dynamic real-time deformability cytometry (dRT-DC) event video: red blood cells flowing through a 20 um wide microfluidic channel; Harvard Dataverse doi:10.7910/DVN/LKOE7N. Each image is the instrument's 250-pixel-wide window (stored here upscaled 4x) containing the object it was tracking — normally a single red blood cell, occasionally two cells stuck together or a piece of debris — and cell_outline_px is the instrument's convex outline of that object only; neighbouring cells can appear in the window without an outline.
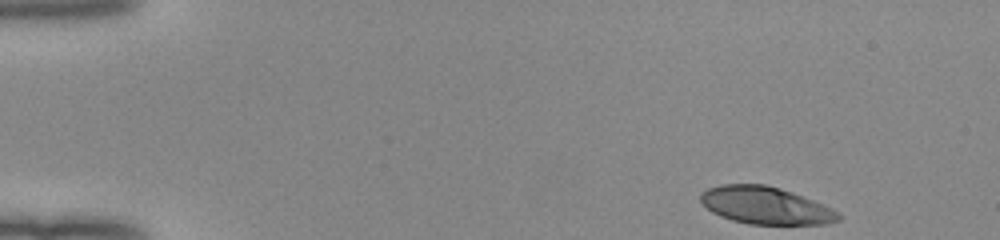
{"species": "human", "species_latin": "Homo sapiens", "temperature_condition": "room temperature", "stored_images_in_passage": 47, "camera_frame_rate_fps": 3000, "um_per_image_px": 0.085, "donor": {"sex": "female"}, "frame": {"image": 1, "passage_image": 1, "time_ms": 0.0, "image_size_px": [1000, 240], "cell_outline_px": [[840, 220], [828, 224], [748, 224], [732, 220], [720, 216], [712, 212], [700, 200], [700, 192], [708, 188], [720, 184], [764, 184], [780, 188], [792, 192], [812, 200], [840, 212]], "centroid_in_image_um": [65.06, 17.46], "position_along_channel_um": 19.9, "area_um2": 29.94}}
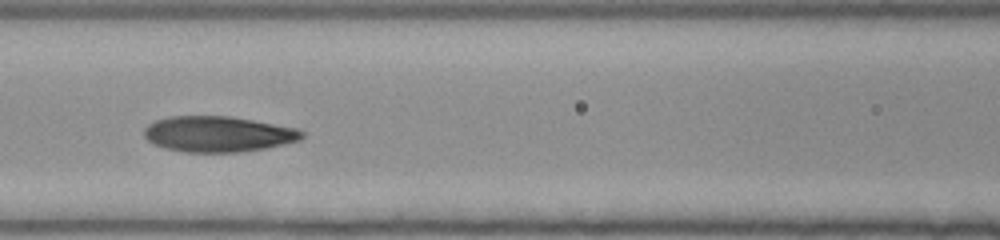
{"frame": {"image": 2, "passage_image": 19, "time_ms": 6.0, "image_size_px": [1000, 240], "cell_outline_px": [[304, 136], [300, 140], [284, 144], [264, 148], [236, 152], [184, 152], [164, 148], [152, 144], [144, 136], [144, 128], [148, 124], [156, 120], [168, 116], [228, 116], [300, 128], [304, 132]], "centroid_in_image_um": [18.53, 11.39], "position_along_channel_um": 148.1, "area_um2": 32.95}}
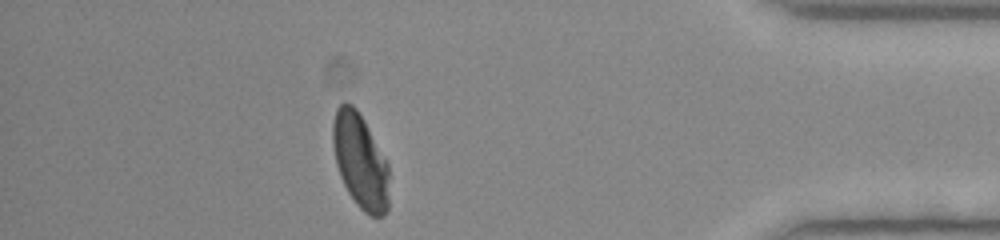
{"frame": {"image": 3, "passage_image": 41, "time_ms": 13.333, "image_size_px": [1000, 240], "cell_outline_px": [[388, 208], [384, 216], [372, 216], [364, 212], [356, 204], [348, 192], [340, 176], [336, 164], [332, 144], [332, 124], [336, 108], [344, 100], [352, 104], [356, 108], [364, 120], [388, 164]], "centroid_in_image_um": [30.6, 13.67], "position_along_channel_um": 404.6, "area_um2": 31.15}, "authors_computed_cell_mechanics": {"area_um2": 32.2524, "velocity_mm_per_s": 4.0289, "shape_relaxation_time_tau1_ms": 7.036, "shape_relaxation_time_tau2_ms": 1.0381, "deformation_change_tau1": 0.2337, "deformation_change_tau2": 0.0594}}